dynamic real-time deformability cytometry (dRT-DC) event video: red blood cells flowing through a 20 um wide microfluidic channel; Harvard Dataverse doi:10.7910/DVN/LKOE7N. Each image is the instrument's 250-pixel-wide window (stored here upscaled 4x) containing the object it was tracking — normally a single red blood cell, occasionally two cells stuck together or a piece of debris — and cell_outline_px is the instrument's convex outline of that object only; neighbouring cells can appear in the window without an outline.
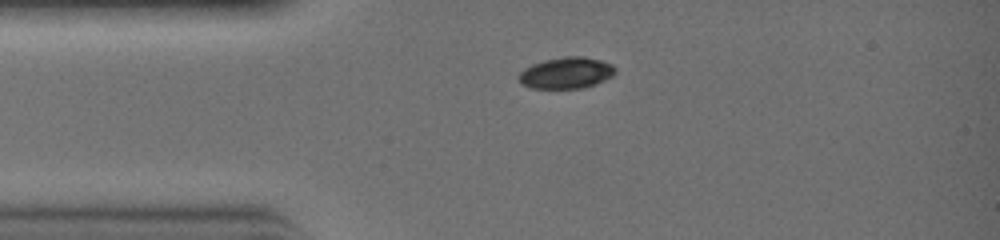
{"species": "common noctule bat (a hibernating species)", "species_latin": "Nyctalus noctula", "temperature_condition": "warm", "stored_images_in_passage": 24, "camera_frame_rate_fps": 3000, "um_per_image_px": 0.085, "animal": {"sex": "female", "body_mass_g": 19.0, "forearm_length_mm": 51.5}, "frame": {"image": 1, "passage_image": 1, "time_ms": 0.0, "image_size_px": [1000, 240], "cell_outline_px": [[616, 72], [612, 76], [596, 84], [584, 88], [532, 88], [520, 84], [520, 72], [524, 68], [532, 64], [544, 60], [564, 56], [584, 56], [600, 60], [612, 64], [616, 68]], "centroid_in_image_um": [48.15, 6.19], "position_along_channel_um": 36.8, "area_um2": 17.69}}
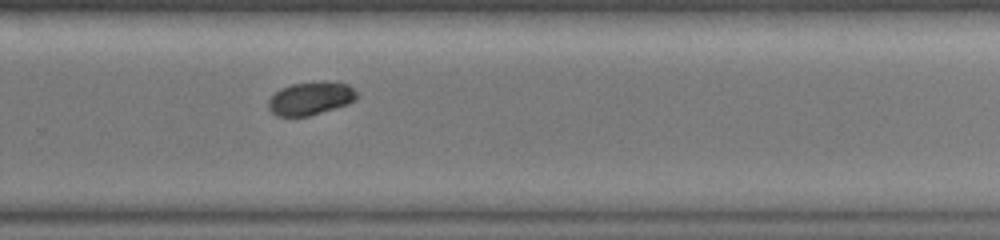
{"frame": {"image": 2, "passage_image": 15, "time_ms": 4.667, "image_size_px": [1000, 240], "cell_outline_px": [[356, 100], [348, 104], [336, 108], [308, 116], [276, 116], [268, 108], [268, 100], [280, 88], [292, 84], [320, 80], [336, 80], [348, 84], [356, 92]], "centroid_in_image_um": [26.42, 8.33], "position_along_channel_um": 303.4, "area_um2": 17.4}}
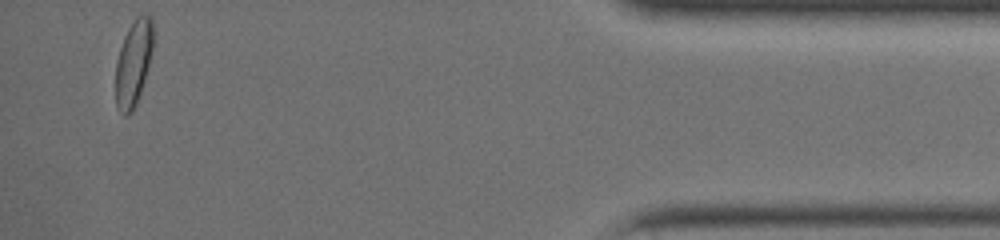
{"frame": {"image": 3, "passage_image": 24, "time_ms": 7.667, "image_size_px": [1000, 240], "cell_outline_px": [[156, 28], [152, 52], [144, 80], [136, 104], [132, 112], [128, 116], [124, 116], [116, 108], [116, 60], [124, 36], [132, 20], [140, 12], [152, 16]], "centroid_in_image_um": [11.37, 5.25], "position_along_channel_um": 423.8, "area_um2": 19.36}}